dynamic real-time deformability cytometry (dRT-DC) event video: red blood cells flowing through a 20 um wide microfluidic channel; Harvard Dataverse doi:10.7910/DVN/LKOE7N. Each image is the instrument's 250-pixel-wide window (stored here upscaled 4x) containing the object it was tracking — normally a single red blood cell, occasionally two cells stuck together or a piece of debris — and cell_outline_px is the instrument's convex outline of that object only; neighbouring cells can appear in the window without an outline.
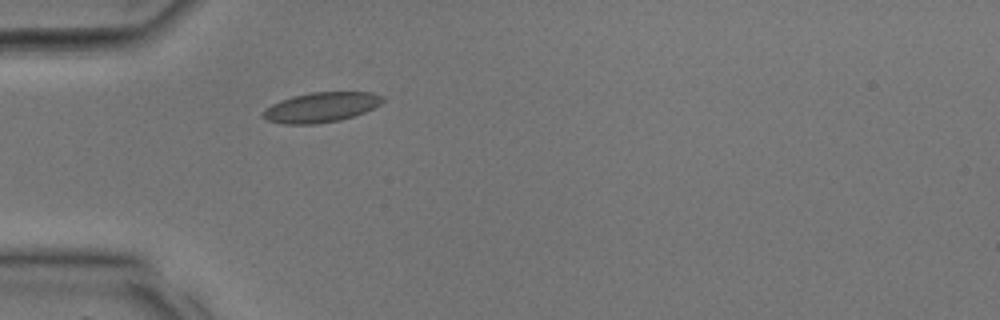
{"species": "common noctule bat (a hibernating species)", "species_latin": "Nyctalus noctula", "temperature_condition": "room temperature", "stored_images_in_passage": 22, "camera_frame_rate_fps": 3000, "um_per_image_px": 0.085, "animal": {"sex": "male", "body_mass_g": 17.9, "forearm_length_mm": 54.2}, "frame": {"image": 1, "passage_image": 1, "time_ms": 0.0, "image_size_px": [1000, 320], "cell_outline_px": [[384, 100], [380, 104], [364, 112], [340, 120], [312, 124], [284, 124], [264, 120], [260, 116], [260, 112], [264, 108], [280, 100], [292, 96], [312, 92], [372, 92], [384, 96]], "centroid_in_image_um": [27.22, 9.12], "position_along_channel_um": 57.8, "area_um2": 21.04}}
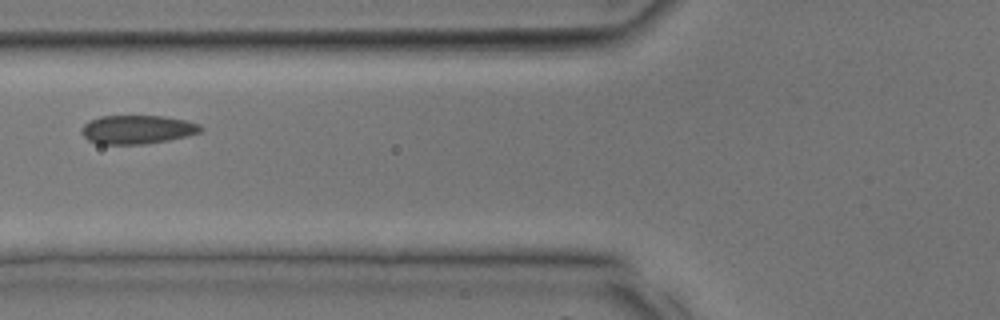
{"frame": {"image": 2, "passage_image": 4, "time_ms": 1.0, "image_size_px": [1000, 320], "cell_outline_px": [[204, 128], [200, 132], [168, 140], [144, 144], [96, 144], [88, 140], [80, 132], [80, 128], [88, 120], [100, 116], [164, 116], [184, 120], [200, 124]], "centroid_in_image_um": [11.61, 11.01], "position_along_channel_um": 114.2, "area_um2": 20.0}}
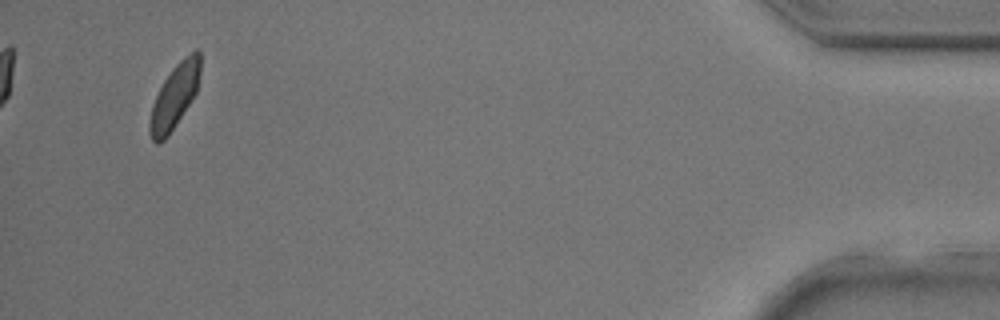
{"frame": {"image": 3, "passage_image": 22, "time_ms": 7.0, "image_size_px": [1000, 320], "cell_outline_px": [[200, 72], [196, 92], [168, 136], [164, 140], [156, 144], [152, 140], [148, 132], [148, 124], [152, 104], [164, 80], [172, 68], [184, 56], [196, 48], [200, 52]], "centroid_in_image_um": [14.82, 8.18], "position_along_channel_um": 420.4, "area_um2": 18.79}}